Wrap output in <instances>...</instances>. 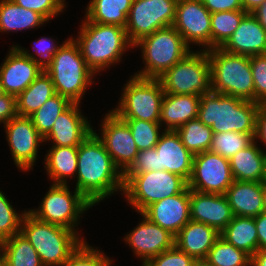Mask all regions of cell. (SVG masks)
I'll use <instances>...</instances> for the list:
<instances>
[{
	"label": "cell",
	"instance_id": "obj_1",
	"mask_svg": "<svg viewBox=\"0 0 266 266\" xmlns=\"http://www.w3.org/2000/svg\"><path fill=\"white\" fill-rule=\"evenodd\" d=\"M76 176L75 189L93 206L115 192L123 194V174L93 132L78 146Z\"/></svg>",
	"mask_w": 266,
	"mask_h": 266
},
{
	"label": "cell",
	"instance_id": "obj_2",
	"mask_svg": "<svg viewBox=\"0 0 266 266\" xmlns=\"http://www.w3.org/2000/svg\"><path fill=\"white\" fill-rule=\"evenodd\" d=\"M79 29V35L73 39L87 66L95 74L110 69L109 66L122 60L128 48H133L124 27L90 22L85 17Z\"/></svg>",
	"mask_w": 266,
	"mask_h": 266
},
{
	"label": "cell",
	"instance_id": "obj_3",
	"mask_svg": "<svg viewBox=\"0 0 266 266\" xmlns=\"http://www.w3.org/2000/svg\"><path fill=\"white\" fill-rule=\"evenodd\" d=\"M259 103L227 96L214 91L200 96L198 119L213 133H256Z\"/></svg>",
	"mask_w": 266,
	"mask_h": 266
},
{
	"label": "cell",
	"instance_id": "obj_4",
	"mask_svg": "<svg viewBox=\"0 0 266 266\" xmlns=\"http://www.w3.org/2000/svg\"><path fill=\"white\" fill-rule=\"evenodd\" d=\"M20 232L35 248L44 266H61L85 241L75 231L38 220L27 210Z\"/></svg>",
	"mask_w": 266,
	"mask_h": 266
},
{
	"label": "cell",
	"instance_id": "obj_5",
	"mask_svg": "<svg viewBox=\"0 0 266 266\" xmlns=\"http://www.w3.org/2000/svg\"><path fill=\"white\" fill-rule=\"evenodd\" d=\"M44 71L50 76L57 94L66 97L71 103L79 104L97 76L87 66L73 37L62 42L52 63Z\"/></svg>",
	"mask_w": 266,
	"mask_h": 266
},
{
	"label": "cell",
	"instance_id": "obj_6",
	"mask_svg": "<svg viewBox=\"0 0 266 266\" xmlns=\"http://www.w3.org/2000/svg\"><path fill=\"white\" fill-rule=\"evenodd\" d=\"M211 68V90L246 101H254L250 57L221 48L206 50Z\"/></svg>",
	"mask_w": 266,
	"mask_h": 266
},
{
	"label": "cell",
	"instance_id": "obj_7",
	"mask_svg": "<svg viewBox=\"0 0 266 266\" xmlns=\"http://www.w3.org/2000/svg\"><path fill=\"white\" fill-rule=\"evenodd\" d=\"M138 47L145 64L134 75L143 78H159L192 51L173 26L156 30L141 38L133 44V48Z\"/></svg>",
	"mask_w": 266,
	"mask_h": 266
},
{
	"label": "cell",
	"instance_id": "obj_8",
	"mask_svg": "<svg viewBox=\"0 0 266 266\" xmlns=\"http://www.w3.org/2000/svg\"><path fill=\"white\" fill-rule=\"evenodd\" d=\"M123 195L138 214L149 205L181 193L188 185L181 176L167 170L123 174Z\"/></svg>",
	"mask_w": 266,
	"mask_h": 266
},
{
	"label": "cell",
	"instance_id": "obj_9",
	"mask_svg": "<svg viewBox=\"0 0 266 266\" xmlns=\"http://www.w3.org/2000/svg\"><path fill=\"white\" fill-rule=\"evenodd\" d=\"M119 104L112 109L120 119H138L159 122L162 99L165 95L159 78L136 75L126 81Z\"/></svg>",
	"mask_w": 266,
	"mask_h": 266
},
{
	"label": "cell",
	"instance_id": "obj_10",
	"mask_svg": "<svg viewBox=\"0 0 266 266\" xmlns=\"http://www.w3.org/2000/svg\"><path fill=\"white\" fill-rule=\"evenodd\" d=\"M50 186L39 208L27 211L38 220L63 226L79 235L77 229L80 217L93 205L75 188L74 192L70 191L68 184H51Z\"/></svg>",
	"mask_w": 266,
	"mask_h": 266
},
{
	"label": "cell",
	"instance_id": "obj_11",
	"mask_svg": "<svg viewBox=\"0 0 266 266\" xmlns=\"http://www.w3.org/2000/svg\"><path fill=\"white\" fill-rule=\"evenodd\" d=\"M165 93L199 95L211 91V68L206 50H192L159 77Z\"/></svg>",
	"mask_w": 266,
	"mask_h": 266
},
{
	"label": "cell",
	"instance_id": "obj_12",
	"mask_svg": "<svg viewBox=\"0 0 266 266\" xmlns=\"http://www.w3.org/2000/svg\"><path fill=\"white\" fill-rule=\"evenodd\" d=\"M178 0H133L127 25L129 41L135 44L154 31L173 26Z\"/></svg>",
	"mask_w": 266,
	"mask_h": 266
},
{
	"label": "cell",
	"instance_id": "obj_13",
	"mask_svg": "<svg viewBox=\"0 0 266 266\" xmlns=\"http://www.w3.org/2000/svg\"><path fill=\"white\" fill-rule=\"evenodd\" d=\"M234 182L230 162L217 153L194 155L188 188L201 193L225 194Z\"/></svg>",
	"mask_w": 266,
	"mask_h": 266
},
{
	"label": "cell",
	"instance_id": "obj_14",
	"mask_svg": "<svg viewBox=\"0 0 266 266\" xmlns=\"http://www.w3.org/2000/svg\"><path fill=\"white\" fill-rule=\"evenodd\" d=\"M101 122L99 130L101 133H96V130H93V133L102 142L113 163L123 174L132 165L139 152L130 128L111 110L105 113Z\"/></svg>",
	"mask_w": 266,
	"mask_h": 266
},
{
	"label": "cell",
	"instance_id": "obj_15",
	"mask_svg": "<svg viewBox=\"0 0 266 266\" xmlns=\"http://www.w3.org/2000/svg\"><path fill=\"white\" fill-rule=\"evenodd\" d=\"M13 163L22 172L33 169L44 138L30 117L16 116L4 124Z\"/></svg>",
	"mask_w": 266,
	"mask_h": 266
},
{
	"label": "cell",
	"instance_id": "obj_16",
	"mask_svg": "<svg viewBox=\"0 0 266 266\" xmlns=\"http://www.w3.org/2000/svg\"><path fill=\"white\" fill-rule=\"evenodd\" d=\"M211 13L201 0H178L173 27L182 35L186 44L211 49Z\"/></svg>",
	"mask_w": 266,
	"mask_h": 266
},
{
	"label": "cell",
	"instance_id": "obj_17",
	"mask_svg": "<svg viewBox=\"0 0 266 266\" xmlns=\"http://www.w3.org/2000/svg\"><path fill=\"white\" fill-rule=\"evenodd\" d=\"M141 222L124 236V242L145 265L152 257L175 246V235L151 222L144 214Z\"/></svg>",
	"mask_w": 266,
	"mask_h": 266
},
{
	"label": "cell",
	"instance_id": "obj_18",
	"mask_svg": "<svg viewBox=\"0 0 266 266\" xmlns=\"http://www.w3.org/2000/svg\"><path fill=\"white\" fill-rule=\"evenodd\" d=\"M81 111L79 103H71L56 118L44 142H52V146L78 147L93 132L90 120Z\"/></svg>",
	"mask_w": 266,
	"mask_h": 266
},
{
	"label": "cell",
	"instance_id": "obj_19",
	"mask_svg": "<svg viewBox=\"0 0 266 266\" xmlns=\"http://www.w3.org/2000/svg\"><path fill=\"white\" fill-rule=\"evenodd\" d=\"M0 66V82L6 94L17 97L43 71L32 59L27 58L15 45L10 47Z\"/></svg>",
	"mask_w": 266,
	"mask_h": 266
},
{
	"label": "cell",
	"instance_id": "obj_20",
	"mask_svg": "<svg viewBox=\"0 0 266 266\" xmlns=\"http://www.w3.org/2000/svg\"><path fill=\"white\" fill-rule=\"evenodd\" d=\"M142 214L151 222L176 235L190 219V189L149 205Z\"/></svg>",
	"mask_w": 266,
	"mask_h": 266
},
{
	"label": "cell",
	"instance_id": "obj_21",
	"mask_svg": "<svg viewBox=\"0 0 266 266\" xmlns=\"http://www.w3.org/2000/svg\"><path fill=\"white\" fill-rule=\"evenodd\" d=\"M225 194L201 193L190 189V219L215 228L219 233L233 219Z\"/></svg>",
	"mask_w": 266,
	"mask_h": 266
},
{
	"label": "cell",
	"instance_id": "obj_22",
	"mask_svg": "<svg viewBox=\"0 0 266 266\" xmlns=\"http://www.w3.org/2000/svg\"><path fill=\"white\" fill-rule=\"evenodd\" d=\"M158 153L157 171L167 170L187 182L191 176L194 155L182 144L176 131L164 130L155 146Z\"/></svg>",
	"mask_w": 266,
	"mask_h": 266
},
{
	"label": "cell",
	"instance_id": "obj_23",
	"mask_svg": "<svg viewBox=\"0 0 266 266\" xmlns=\"http://www.w3.org/2000/svg\"><path fill=\"white\" fill-rule=\"evenodd\" d=\"M221 49L249 57L266 54V30L251 13H247Z\"/></svg>",
	"mask_w": 266,
	"mask_h": 266
},
{
	"label": "cell",
	"instance_id": "obj_24",
	"mask_svg": "<svg viewBox=\"0 0 266 266\" xmlns=\"http://www.w3.org/2000/svg\"><path fill=\"white\" fill-rule=\"evenodd\" d=\"M200 96L165 93L159 123L164 130L176 131L186 122L198 117ZM163 124V125H162Z\"/></svg>",
	"mask_w": 266,
	"mask_h": 266
},
{
	"label": "cell",
	"instance_id": "obj_25",
	"mask_svg": "<svg viewBox=\"0 0 266 266\" xmlns=\"http://www.w3.org/2000/svg\"><path fill=\"white\" fill-rule=\"evenodd\" d=\"M219 236L215 228L190 220L175 235V246L195 260H204Z\"/></svg>",
	"mask_w": 266,
	"mask_h": 266
},
{
	"label": "cell",
	"instance_id": "obj_26",
	"mask_svg": "<svg viewBox=\"0 0 266 266\" xmlns=\"http://www.w3.org/2000/svg\"><path fill=\"white\" fill-rule=\"evenodd\" d=\"M225 195L234 216L256 217L264 212L262 182L234 180Z\"/></svg>",
	"mask_w": 266,
	"mask_h": 266
},
{
	"label": "cell",
	"instance_id": "obj_27",
	"mask_svg": "<svg viewBox=\"0 0 266 266\" xmlns=\"http://www.w3.org/2000/svg\"><path fill=\"white\" fill-rule=\"evenodd\" d=\"M254 140L229 159L234 180L262 182L266 178V151Z\"/></svg>",
	"mask_w": 266,
	"mask_h": 266
},
{
	"label": "cell",
	"instance_id": "obj_28",
	"mask_svg": "<svg viewBox=\"0 0 266 266\" xmlns=\"http://www.w3.org/2000/svg\"><path fill=\"white\" fill-rule=\"evenodd\" d=\"M46 152L44 167L52 184L69 185L67 178L77 174L78 147L51 146Z\"/></svg>",
	"mask_w": 266,
	"mask_h": 266
},
{
	"label": "cell",
	"instance_id": "obj_29",
	"mask_svg": "<svg viewBox=\"0 0 266 266\" xmlns=\"http://www.w3.org/2000/svg\"><path fill=\"white\" fill-rule=\"evenodd\" d=\"M47 23L38 13L17 5L12 0H0V33L35 29Z\"/></svg>",
	"mask_w": 266,
	"mask_h": 266
},
{
	"label": "cell",
	"instance_id": "obj_30",
	"mask_svg": "<svg viewBox=\"0 0 266 266\" xmlns=\"http://www.w3.org/2000/svg\"><path fill=\"white\" fill-rule=\"evenodd\" d=\"M85 16L90 22L126 27L133 0H89Z\"/></svg>",
	"mask_w": 266,
	"mask_h": 266
},
{
	"label": "cell",
	"instance_id": "obj_31",
	"mask_svg": "<svg viewBox=\"0 0 266 266\" xmlns=\"http://www.w3.org/2000/svg\"><path fill=\"white\" fill-rule=\"evenodd\" d=\"M54 84L43 70L41 74L16 97L17 115L30 117L44 102L55 95Z\"/></svg>",
	"mask_w": 266,
	"mask_h": 266
},
{
	"label": "cell",
	"instance_id": "obj_32",
	"mask_svg": "<svg viewBox=\"0 0 266 266\" xmlns=\"http://www.w3.org/2000/svg\"><path fill=\"white\" fill-rule=\"evenodd\" d=\"M220 236L237 249L245 251L251 257L259 249L254 217L234 216L220 232Z\"/></svg>",
	"mask_w": 266,
	"mask_h": 266
},
{
	"label": "cell",
	"instance_id": "obj_33",
	"mask_svg": "<svg viewBox=\"0 0 266 266\" xmlns=\"http://www.w3.org/2000/svg\"><path fill=\"white\" fill-rule=\"evenodd\" d=\"M182 144L193 155L209 151L213 132L211 127L203 124L198 118L192 119L176 130Z\"/></svg>",
	"mask_w": 266,
	"mask_h": 266
},
{
	"label": "cell",
	"instance_id": "obj_34",
	"mask_svg": "<svg viewBox=\"0 0 266 266\" xmlns=\"http://www.w3.org/2000/svg\"><path fill=\"white\" fill-rule=\"evenodd\" d=\"M6 266H44L35 248L19 232L5 240Z\"/></svg>",
	"mask_w": 266,
	"mask_h": 266
},
{
	"label": "cell",
	"instance_id": "obj_35",
	"mask_svg": "<svg viewBox=\"0 0 266 266\" xmlns=\"http://www.w3.org/2000/svg\"><path fill=\"white\" fill-rule=\"evenodd\" d=\"M211 266H251V256L219 236L206 258Z\"/></svg>",
	"mask_w": 266,
	"mask_h": 266
},
{
	"label": "cell",
	"instance_id": "obj_36",
	"mask_svg": "<svg viewBox=\"0 0 266 266\" xmlns=\"http://www.w3.org/2000/svg\"><path fill=\"white\" fill-rule=\"evenodd\" d=\"M246 14L243 10L211 13V49L221 48Z\"/></svg>",
	"mask_w": 266,
	"mask_h": 266
},
{
	"label": "cell",
	"instance_id": "obj_37",
	"mask_svg": "<svg viewBox=\"0 0 266 266\" xmlns=\"http://www.w3.org/2000/svg\"><path fill=\"white\" fill-rule=\"evenodd\" d=\"M70 104L71 102L66 97L56 93L30 116L33 125L43 138L50 133L56 118Z\"/></svg>",
	"mask_w": 266,
	"mask_h": 266
},
{
	"label": "cell",
	"instance_id": "obj_38",
	"mask_svg": "<svg viewBox=\"0 0 266 266\" xmlns=\"http://www.w3.org/2000/svg\"><path fill=\"white\" fill-rule=\"evenodd\" d=\"M255 134H245L235 131L213 133L210 152L217 153L226 159L238 151L245 149L254 141Z\"/></svg>",
	"mask_w": 266,
	"mask_h": 266
},
{
	"label": "cell",
	"instance_id": "obj_39",
	"mask_svg": "<svg viewBox=\"0 0 266 266\" xmlns=\"http://www.w3.org/2000/svg\"><path fill=\"white\" fill-rule=\"evenodd\" d=\"M130 128L136 147L139 151L151 149L158 143L163 129L159 122L138 119H122ZM162 130V132L160 131Z\"/></svg>",
	"mask_w": 266,
	"mask_h": 266
},
{
	"label": "cell",
	"instance_id": "obj_40",
	"mask_svg": "<svg viewBox=\"0 0 266 266\" xmlns=\"http://www.w3.org/2000/svg\"><path fill=\"white\" fill-rule=\"evenodd\" d=\"M102 250L94 249L83 241L61 266H111L113 260Z\"/></svg>",
	"mask_w": 266,
	"mask_h": 266
},
{
	"label": "cell",
	"instance_id": "obj_41",
	"mask_svg": "<svg viewBox=\"0 0 266 266\" xmlns=\"http://www.w3.org/2000/svg\"><path fill=\"white\" fill-rule=\"evenodd\" d=\"M8 200L5 193L0 190V240L9 239L20 232L21 222L26 212L25 210L21 211L22 213L16 212Z\"/></svg>",
	"mask_w": 266,
	"mask_h": 266
},
{
	"label": "cell",
	"instance_id": "obj_42",
	"mask_svg": "<svg viewBox=\"0 0 266 266\" xmlns=\"http://www.w3.org/2000/svg\"><path fill=\"white\" fill-rule=\"evenodd\" d=\"M56 40L48 37H41L37 41H33V51L31 53L23 47L21 48L19 45H15L27 58L32 59L42 70H45L53 61V56L62 46V44L58 45ZM35 45V46H34ZM38 55V56H37Z\"/></svg>",
	"mask_w": 266,
	"mask_h": 266
},
{
	"label": "cell",
	"instance_id": "obj_43",
	"mask_svg": "<svg viewBox=\"0 0 266 266\" xmlns=\"http://www.w3.org/2000/svg\"><path fill=\"white\" fill-rule=\"evenodd\" d=\"M17 5L40 14L47 23L65 10V0H12Z\"/></svg>",
	"mask_w": 266,
	"mask_h": 266
},
{
	"label": "cell",
	"instance_id": "obj_44",
	"mask_svg": "<svg viewBox=\"0 0 266 266\" xmlns=\"http://www.w3.org/2000/svg\"><path fill=\"white\" fill-rule=\"evenodd\" d=\"M254 82V102L266 103V54L250 57Z\"/></svg>",
	"mask_w": 266,
	"mask_h": 266
},
{
	"label": "cell",
	"instance_id": "obj_45",
	"mask_svg": "<svg viewBox=\"0 0 266 266\" xmlns=\"http://www.w3.org/2000/svg\"><path fill=\"white\" fill-rule=\"evenodd\" d=\"M196 260L176 246L152 257L143 266H192Z\"/></svg>",
	"mask_w": 266,
	"mask_h": 266
},
{
	"label": "cell",
	"instance_id": "obj_46",
	"mask_svg": "<svg viewBox=\"0 0 266 266\" xmlns=\"http://www.w3.org/2000/svg\"><path fill=\"white\" fill-rule=\"evenodd\" d=\"M158 153L154 148L139 151L132 165L123 174H142L157 171Z\"/></svg>",
	"mask_w": 266,
	"mask_h": 266
},
{
	"label": "cell",
	"instance_id": "obj_47",
	"mask_svg": "<svg viewBox=\"0 0 266 266\" xmlns=\"http://www.w3.org/2000/svg\"><path fill=\"white\" fill-rule=\"evenodd\" d=\"M210 13L243 10L241 0H201Z\"/></svg>",
	"mask_w": 266,
	"mask_h": 266
},
{
	"label": "cell",
	"instance_id": "obj_48",
	"mask_svg": "<svg viewBox=\"0 0 266 266\" xmlns=\"http://www.w3.org/2000/svg\"><path fill=\"white\" fill-rule=\"evenodd\" d=\"M16 116V97L5 93L0 97V124L3 123L4 125Z\"/></svg>",
	"mask_w": 266,
	"mask_h": 266
},
{
	"label": "cell",
	"instance_id": "obj_49",
	"mask_svg": "<svg viewBox=\"0 0 266 266\" xmlns=\"http://www.w3.org/2000/svg\"><path fill=\"white\" fill-rule=\"evenodd\" d=\"M254 140L266 146V103H259L256 117V133Z\"/></svg>",
	"mask_w": 266,
	"mask_h": 266
},
{
	"label": "cell",
	"instance_id": "obj_50",
	"mask_svg": "<svg viewBox=\"0 0 266 266\" xmlns=\"http://www.w3.org/2000/svg\"><path fill=\"white\" fill-rule=\"evenodd\" d=\"M254 221L258 235L259 249H266V213L262 212L254 217Z\"/></svg>",
	"mask_w": 266,
	"mask_h": 266
},
{
	"label": "cell",
	"instance_id": "obj_51",
	"mask_svg": "<svg viewBox=\"0 0 266 266\" xmlns=\"http://www.w3.org/2000/svg\"><path fill=\"white\" fill-rule=\"evenodd\" d=\"M266 30V0L251 13Z\"/></svg>",
	"mask_w": 266,
	"mask_h": 266
},
{
	"label": "cell",
	"instance_id": "obj_52",
	"mask_svg": "<svg viewBox=\"0 0 266 266\" xmlns=\"http://www.w3.org/2000/svg\"><path fill=\"white\" fill-rule=\"evenodd\" d=\"M251 266H266V249H258L251 257Z\"/></svg>",
	"mask_w": 266,
	"mask_h": 266
},
{
	"label": "cell",
	"instance_id": "obj_53",
	"mask_svg": "<svg viewBox=\"0 0 266 266\" xmlns=\"http://www.w3.org/2000/svg\"><path fill=\"white\" fill-rule=\"evenodd\" d=\"M265 0H241L243 11L252 13Z\"/></svg>",
	"mask_w": 266,
	"mask_h": 266
},
{
	"label": "cell",
	"instance_id": "obj_54",
	"mask_svg": "<svg viewBox=\"0 0 266 266\" xmlns=\"http://www.w3.org/2000/svg\"><path fill=\"white\" fill-rule=\"evenodd\" d=\"M0 266H6L5 240H0Z\"/></svg>",
	"mask_w": 266,
	"mask_h": 266
},
{
	"label": "cell",
	"instance_id": "obj_55",
	"mask_svg": "<svg viewBox=\"0 0 266 266\" xmlns=\"http://www.w3.org/2000/svg\"><path fill=\"white\" fill-rule=\"evenodd\" d=\"M264 212L266 213V178L262 181Z\"/></svg>",
	"mask_w": 266,
	"mask_h": 266
},
{
	"label": "cell",
	"instance_id": "obj_56",
	"mask_svg": "<svg viewBox=\"0 0 266 266\" xmlns=\"http://www.w3.org/2000/svg\"><path fill=\"white\" fill-rule=\"evenodd\" d=\"M192 266H211L205 260H196Z\"/></svg>",
	"mask_w": 266,
	"mask_h": 266
},
{
	"label": "cell",
	"instance_id": "obj_57",
	"mask_svg": "<svg viewBox=\"0 0 266 266\" xmlns=\"http://www.w3.org/2000/svg\"><path fill=\"white\" fill-rule=\"evenodd\" d=\"M5 93H4V91H3V87H2V84H1V82H0V97L2 96V95H4Z\"/></svg>",
	"mask_w": 266,
	"mask_h": 266
}]
</instances>
